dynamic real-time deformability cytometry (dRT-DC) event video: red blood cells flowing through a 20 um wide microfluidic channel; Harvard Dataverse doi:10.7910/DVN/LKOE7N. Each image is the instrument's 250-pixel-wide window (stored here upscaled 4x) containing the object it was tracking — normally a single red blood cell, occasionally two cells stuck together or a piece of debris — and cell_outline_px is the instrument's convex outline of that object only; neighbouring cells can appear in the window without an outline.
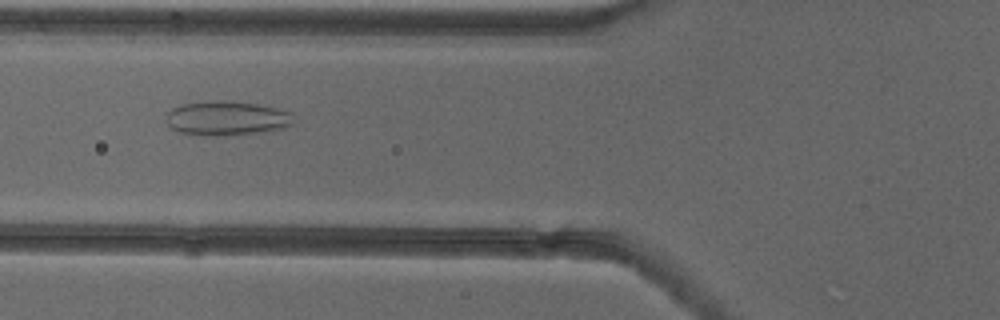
{"species": "common noctule bat (a hibernating species)", "species_latin": "Nyctalus noctula", "temperature_condition": "cold", "stored_images_in_passage": 53, "camera_frame_rate_fps": 3000, "um_per_image_px": 0.085, "animal": {"sex": "female"}, "frame": {"image": 1, "passage_image": 21, "time_ms": 6.667, "image_size_px": [1000, 320], "cell_outline_px": [[292, 124], [284, 128], [264, 132], [216, 136], [200, 136], [180, 132], [172, 128], [164, 120], [168, 112], [172, 108], [184, 104], [220, 100], [260, 104], [292, 112]], "centroid_in_image_um": [19.27, 10.06], "position_along_channel_um": 106.5, "area_um2": 25.61}}
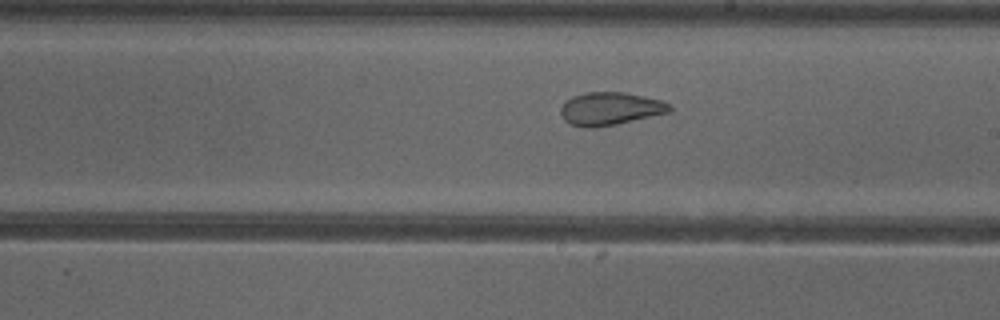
{"frame": {"image": 2, "passage_image": 31, "time_ms": 10.0, "image_size_px": [1000, 320], "cell_outline_px": [[672, 112], [616, 124], [596, 128], [584, 128], [568, 124], [564, 120], [560, 112], [560, 108], [572, 96], [588, 92], [624, 92], [660, 100], [672, 104]], "centroid_in_image_um": [51.87, 9.25], "position_along_channel_um": 237.1, "area_um2": 21.04}}
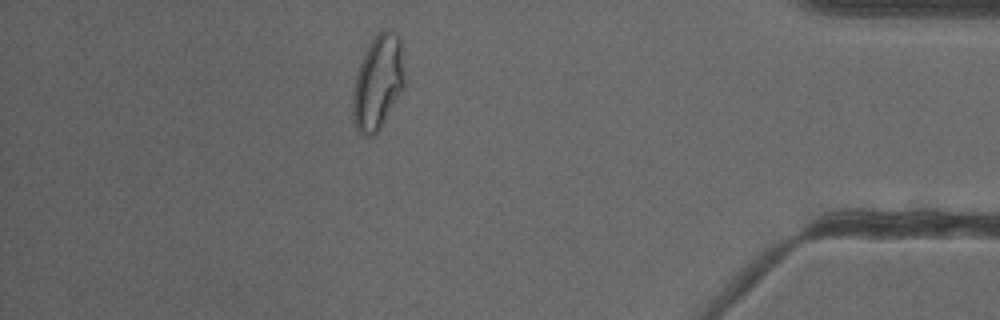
{"frame": {"image": 3, "passage_image": 47, "time_ms": 15.333, "image_size_px": [1000, 320], "cell_outline_px": [[404, 88], [380, 128], [372, 136], [364, 136], [356, 128], [352, 116], [352, 92], [356, 76], [360, 64], [368, 44], [384, 28], [388, 28], [396, 32], [400, 40], [404, 76]], "centroid_in_image_um": [32.11, 7.01], "position_along_channel_um": 403.1, "area_um2": 28.38}, "authors_computed_cell_mechanics": {"area_um2": 27.8596, "velocity_mm_per_s": 3.8987, "shape_relaxation_time_tau1_ms": null, "shape_relaxation_time_tau2_ms": 1.28, "deformation_change_tau1": null, "deformation_change_tau2": 0.0796}}